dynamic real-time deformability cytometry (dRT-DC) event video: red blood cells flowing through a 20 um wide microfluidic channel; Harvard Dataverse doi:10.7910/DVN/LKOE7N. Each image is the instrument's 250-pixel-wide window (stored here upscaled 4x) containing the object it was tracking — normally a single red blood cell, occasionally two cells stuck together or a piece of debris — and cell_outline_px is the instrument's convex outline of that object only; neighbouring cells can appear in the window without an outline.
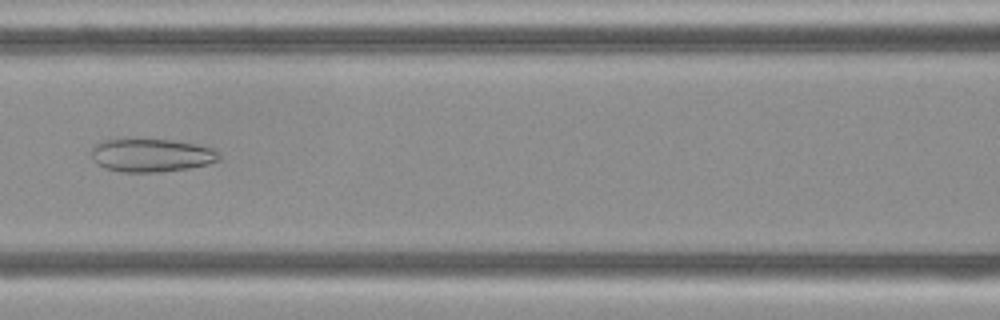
{"species": "Egyptian fruit bat (a non-hibernating species)", "species_latin": "Rousettus aegyptiacus", "temperature_condition": "cold", "stored_images_in_passage": 48, "camera_frame_rate_fps": 3000, "um_per_image_px": 0.085, "frame": {"image": 1, "passage_image": 21, "time_ms": 6.667, "image_size_px": [1000, 320], "cell_outline_px": [[220, 160], [208, 164], [188, 168], [160, 172], [120, 172], [104, 168], [96, 164], [92, 160], [92, 144], [100, 140], [124, 136], [140, 136], [172, 140], [200, 144], [212, 148], [220, 156]], "centroid_in_image_um": [12.77, 13.13], "position_along_channel_um": 153.8, "area_um2": 26.13}}
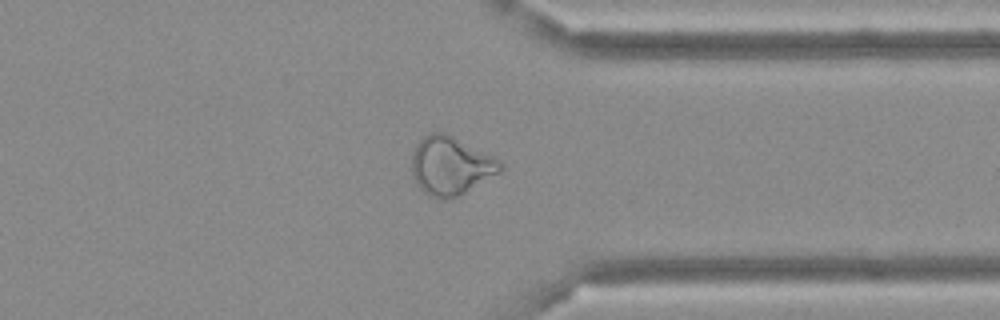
{"frame": {"image": 2, "passage_image": 37, "time_ms": 12.0, "image_size_px": [1000, 320], "cell_outline_px": [[504, 168], [500, 172], [464, 192], [456, 196], [440, 200], [424, 192], [416, 184], [412, 176], [412, 152], [416, 144], [424, 136], [432, 132], [444, 132], [500, 160], [504, 164]], "centroid_in_image_um": [38.28, 14.08], "position_along_channel_um": 373.1, "area_um2": 29.77}}
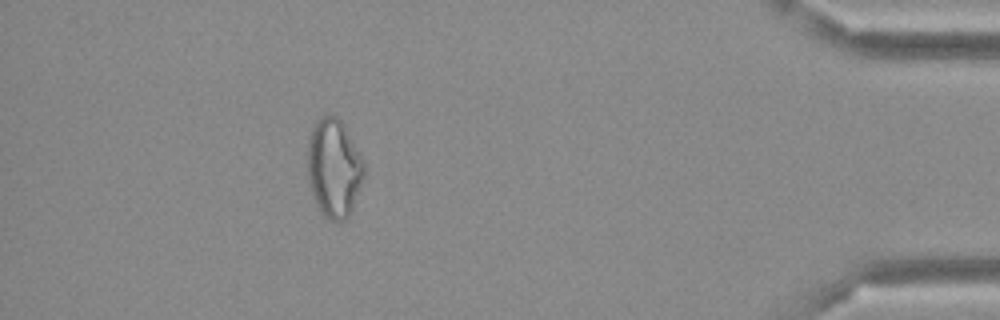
{"frame": {"image": 3, "passage_image": 43, "time_ms": 14.0, "image_size_px": [1000, 320], "cell_outline_px": [[364, 176], [348, 220], [340, 224], [336, 224], [324, 216], [320, 212], [316, 204], [308, 180], [308, 140], [312, 128], [316, 120], [332, 112], [344, 124], [364, 160]], "centroid_in_image_um": [28.39, 14.31], "position_along_channel_um": 406.8, "area_um2": 32.95}}